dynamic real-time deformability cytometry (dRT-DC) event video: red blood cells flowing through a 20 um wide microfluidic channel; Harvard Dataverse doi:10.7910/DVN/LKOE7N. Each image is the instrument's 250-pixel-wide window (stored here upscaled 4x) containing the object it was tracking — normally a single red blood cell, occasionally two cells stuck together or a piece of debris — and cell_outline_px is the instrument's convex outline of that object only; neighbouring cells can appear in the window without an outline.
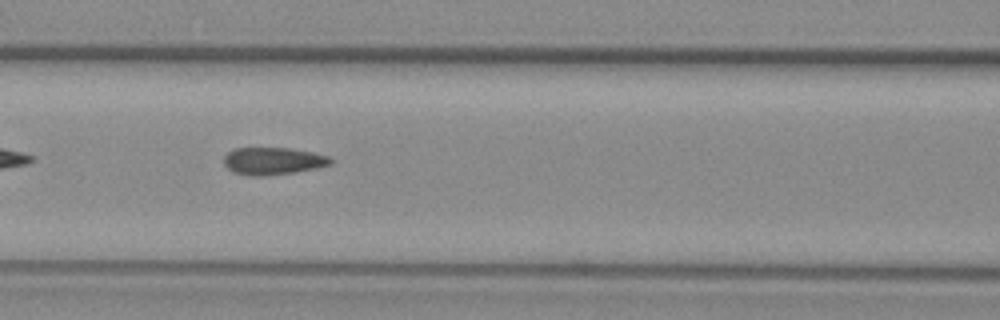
{"species": "common noctule bat (a hibernating species)", "species_latin": "Nyctalus noctula", "temperature_condition": "warm", "stored_images_in_passage": 35, "camera_frame_rate_fps": 3000, "um_per_image_px": 0.085, "animal": {"sex": "female", "body_mass_g": 29.2, "forearm_length_mm": 56.3}, "frame": {"image": 1, "passage_image": 9, "time_ms": 2.667, "image_size_px": [1000, 320], "cell_outline_px": [[332, 164], [316, 168], [296, 172], [260, 176], [252, 176], [232, 172], [224, 164], [224, 156], [228, 152], [236, 148], [288, 148], [312, 152], [328, 156], [332, 160]], "centroid_in_image_um": [23.2, 13.69], "position_along_channel_um": 143.4, "area_um2": 16.94}}
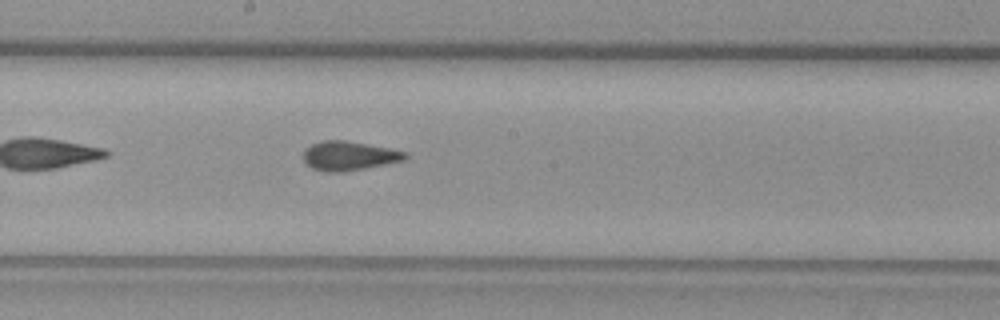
{"frame": {"image": 2, "passage_image": 15, "time_ms": 4.667, "image_size_px": [1000, 320], "cell_outline_px": [[408, 156], [404, 160], [340, 172], [324, 172], [312, 168], [304, 160], [304, 148], [320, 140], [344, 140], [388, 148], [408, 152]], "centroid_in_image_um": [29.63, 13.23], "position_along_channel_um": 218.6, "area_um2": 17.05}}
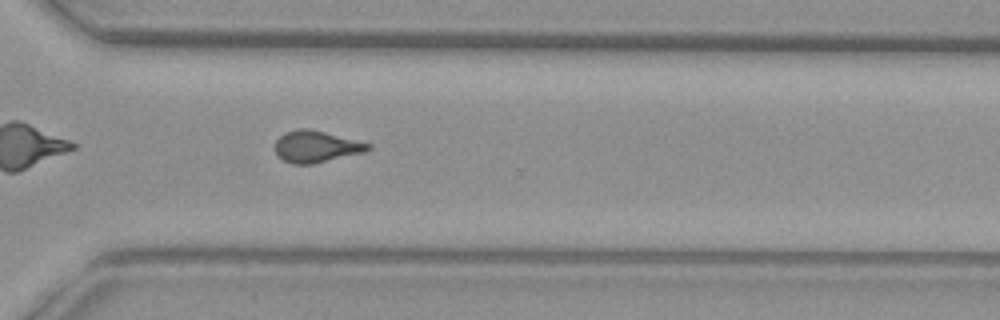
{"frame": {"image": 3, "passage_image": 25, "time_ms": 8.0, "image_size_px": [1000, 320], "cell_outline_px": [[372, 148], [364, 152], [312, 164], [292, 164], [284, 160], [276, 152], [276, 140], [284, 132], [300, 128], [308, 128], [372, 144]], "centroid_in_image_um": [26.88, 12.45], "position_along_channel_um": 343.7, "area_um2": 16.94}, "authors_computed_cell_mechanics": {"area_um2": 17.051, "velocity_mm_per_s": 3.7646, "shape_relaxation_time_tau1_ms": null, "shape_relaxation_time_tau2_ms": 1.0548, "deformation_change_tau1": null, "deformation_change_tau2": 0.0675}}